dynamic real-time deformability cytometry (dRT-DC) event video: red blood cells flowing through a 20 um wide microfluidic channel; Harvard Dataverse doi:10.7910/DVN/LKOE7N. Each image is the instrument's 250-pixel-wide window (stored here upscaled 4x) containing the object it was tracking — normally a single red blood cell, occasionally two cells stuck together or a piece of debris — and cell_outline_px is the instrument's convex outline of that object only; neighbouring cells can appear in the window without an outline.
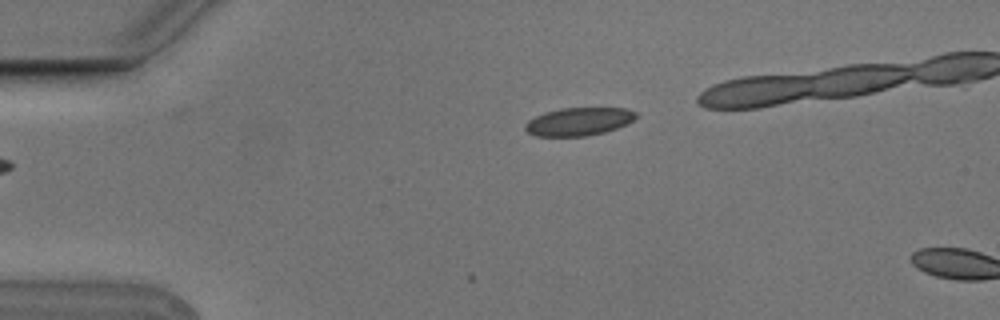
{"species": "Egyptian fruit bat (a non-hibernating species)", "species_latin": "Rousettus aegyptiacus", "temperature_condition": "cold", "stored_images_in_passage": 2, "camera_frame_rate_fps": 3000, "um_per_image_px": 0.085, "animal": {"sex": "male"}, "frame": {"image": 1, "passage_image": 1, "time_ms": 0.0, "image_size_px": [1000, 320], "cell_outline_px": [[636, 116], [632, 120], [616, 128], [604, 132], [584, 136], [536, 136], [528, 132], [524, 128], [524, 124], [528, 120], [544, 112], [560, 108], [624, 108], [636, 112]], "centroid_in_image_um": [49.14, 10.33], "position_along_channel_um": 35.9, "area_um2": 17.92}}